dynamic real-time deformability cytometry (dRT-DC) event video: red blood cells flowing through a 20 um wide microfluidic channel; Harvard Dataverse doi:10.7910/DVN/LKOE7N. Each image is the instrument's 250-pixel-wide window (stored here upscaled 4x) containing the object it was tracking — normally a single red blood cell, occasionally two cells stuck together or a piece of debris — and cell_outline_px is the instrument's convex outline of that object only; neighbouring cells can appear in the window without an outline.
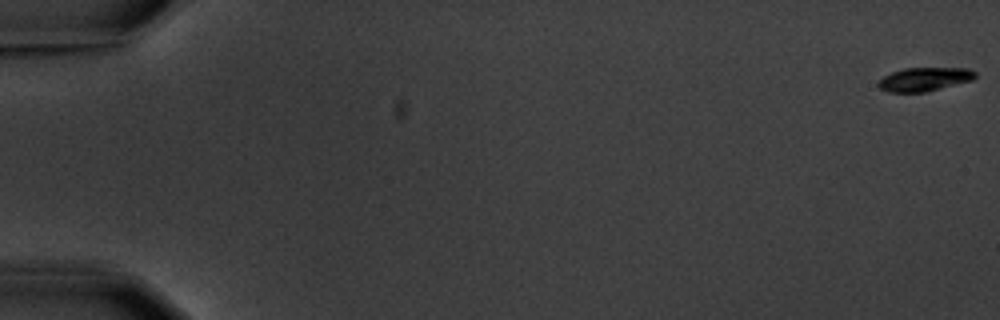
{"species": "common noctule bat (a hibernating species)", "species_latin": "Nyctalus noctula", "temperature_condition": "warm", "stored_images_in_passage": 6, "camera_frame_rate_fps": 3000, "um_per_image_px": 0.085, "animal": {"sex": "male", "body_mass_g": 20.1, "forearm_length_mm": 53.5}, "frame": {"image": 1, "passage_image": 1, "time_ms": 0.0, "image_size_px": [1000, 320], "cell_outline_px": [[976, 76], [972, 80], [924, 92], [888, 92], [880, 88], [876, 84], [884, 76], [892, 72], [904, 68], [968, 68], [976, 72]], "centroid_in_image_um": [78.56, 6.73], "position_along_channel_um": 6.4, "area_um2": 13.24}}
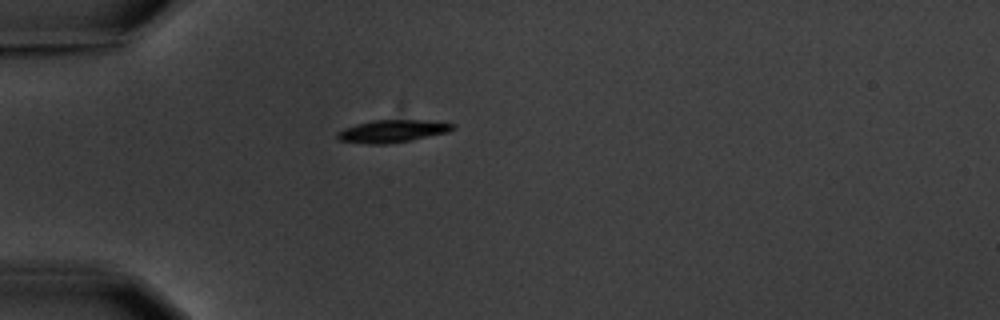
{"frame": {"image": 2, "passage_image": 5, "time_ms": 5.667, "image_size_px": [1000, 320], "cell_outline_px": [[456, 128], [448, 132], [412, 140], [388, 144], [368, 144], [340, 140], [336, 136], [336, 132], [344, 128], [356, 124], [372, 120], [420, 120], [452, 124]], "centroid_in_image_um": [33.31, 11.15], "position_along_channel_um": 51.7, "area_um2": 15.03}}